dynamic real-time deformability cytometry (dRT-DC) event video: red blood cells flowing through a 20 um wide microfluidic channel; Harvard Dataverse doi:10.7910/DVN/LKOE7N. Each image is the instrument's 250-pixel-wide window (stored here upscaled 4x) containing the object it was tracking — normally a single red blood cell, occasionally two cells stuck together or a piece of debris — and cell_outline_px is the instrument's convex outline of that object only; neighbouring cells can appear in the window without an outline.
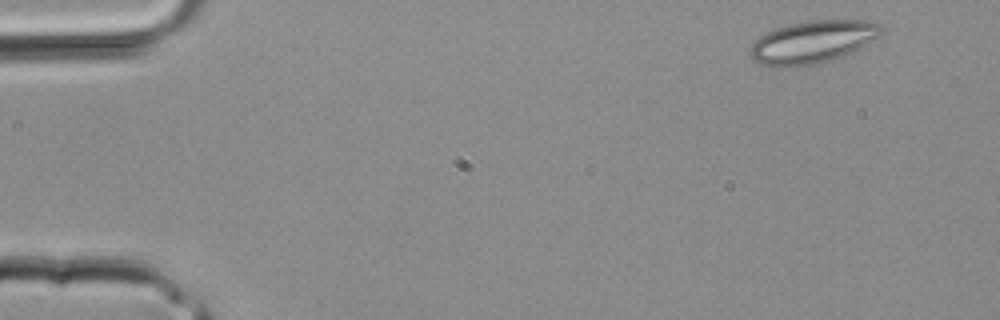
{"species": "common noctule bat (a hibernating species)", "species_latin": "Nyctalus noctula", "temperature_condition": "room temperature", "stored_images_in_passage": 4, "camera_frame_rate_fps": 3000, "um_per_image_px": 0.085, "animal": {"sex": "male", "body_mass_g": 20.4}, "frame": {"image": 1, "passage_image": 1, "time_ms": 0.0, "image_size_px": [1000, 320], "cell_outline_px": [[884, 32], [880, 36], [860, 48], [844, 56], [812, 64], [780, 68], [772, 68], [760, 64], [752, 60], [748, 56], [748, 52], [752, 44], [760, 36], [768, 32], [788, 24], [812, 20], [860, 20], [880, 24], [884, 28]], "centroid_in_image_um": [69.05, 3.58], "position_along_channel_um": 16.0, "area_um2": 32.71}}